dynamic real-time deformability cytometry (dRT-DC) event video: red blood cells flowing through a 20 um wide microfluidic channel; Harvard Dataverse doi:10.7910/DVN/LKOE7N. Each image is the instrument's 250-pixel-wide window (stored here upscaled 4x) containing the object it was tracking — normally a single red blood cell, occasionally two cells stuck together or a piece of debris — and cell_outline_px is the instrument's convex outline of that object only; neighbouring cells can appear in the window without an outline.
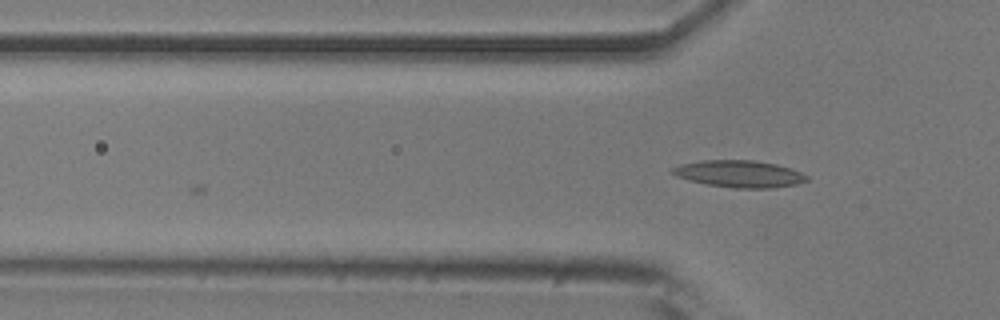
{"species": "common noctule bat (a hibernating species)", "species_latin": "Nyctalus noctula", "temperature_condition": "room temperature", "stored_images_in_passage": 4, "camera_frame_rate_fps": 3000, "um_per_image_px": 0.085, "animal": {"sex": "male", "body_mass_g": 20.5, "forearm_length_mm": 52.5}, "frame": {"image": 1, "passage_image": 4, "time_ms": 1.0, "image_size_px": [1000, 320], "cell_outline_px": [[808, 180], [796, 184], [772, 188], [732, 188], [708, 184], [688, 180], [676, 176], [668, 172], [672, 168], [680, 164], [700, 160], [752, 160], [776, 164], [800, 172], [808, 176]], "centroid_in_image_um": [62.79, 14.77], "position_along_channel_um": 63.0, "area_um2": 21.1}}